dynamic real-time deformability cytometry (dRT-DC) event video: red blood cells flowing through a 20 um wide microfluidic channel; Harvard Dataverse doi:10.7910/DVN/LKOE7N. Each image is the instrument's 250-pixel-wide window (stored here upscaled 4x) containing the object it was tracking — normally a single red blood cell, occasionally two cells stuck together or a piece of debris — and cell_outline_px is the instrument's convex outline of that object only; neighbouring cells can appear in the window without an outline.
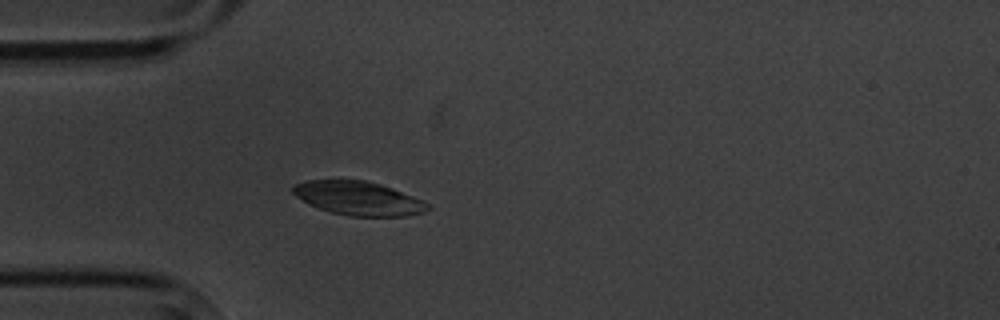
{"species": "common noctule bat (a hibernating species)", "species_latin": "Nyctalus noctula", "temperature_condition": "cold", "stored_images_in_passage": 5, "camera_frame_rate_fps": 3000, "um_per_image_px": 0.085, "animal": {"sex": "male", "body_mass_g": 20.1, "forearm_length_mm": 53.5}, "frame": {"image": 1, "passage_image": 5, "time_ms": 4.667, "image_size_px": [1000, 320], "cell_outline_px": [[432, 208], [424, 212], [408, 216], [352, 216], [332, 212], [308, 204], [296, 196], [292, 192], [292, 184], [304, 180], [364, 180], [380, 184], [424, 200]], "centroid_in_image_um": [30.46, 16.85], "position_along_channel_um": 54.5, "area_um2": 26.53}}